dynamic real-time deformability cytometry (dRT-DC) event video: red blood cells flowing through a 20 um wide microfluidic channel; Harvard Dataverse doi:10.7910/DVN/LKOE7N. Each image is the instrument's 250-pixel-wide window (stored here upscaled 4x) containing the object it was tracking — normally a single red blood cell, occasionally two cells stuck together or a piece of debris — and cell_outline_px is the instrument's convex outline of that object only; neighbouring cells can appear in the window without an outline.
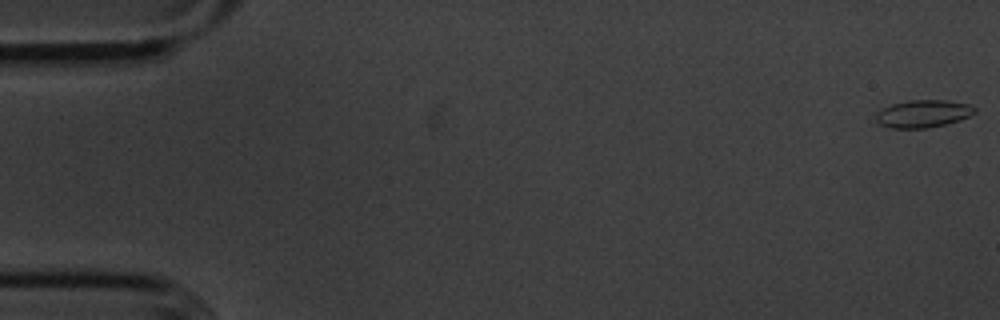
{"species": "common noctule bat (a hibernating species)", "species_latin": "Nyctalus noctula", "temperature_condition": "cold", "stored_images_in_passage": 56, "camera_frame_rate_fps": 3000, "um_per_image_px": 0.085, "animal": {"sex": "male", "body_mass_g": 20.1, "forearm_length_mm": 53.5}, "frame": {"image": 1, "passage_image": 1, "time_ms": 0.0, "image_size_px": [1000, 320], "cell_outline_px": [[976, 112], [960, 120], [928, 128], [888, 128], [880, 124], [876, 120], [876, 112], [892, 104], [908, 100], [944, 100], [968, 104], [976, 108]], "centroid_in_image_um": [78.45, 9.67], "position_along_channel_um": 6.6, "area_um2": 15.78}}
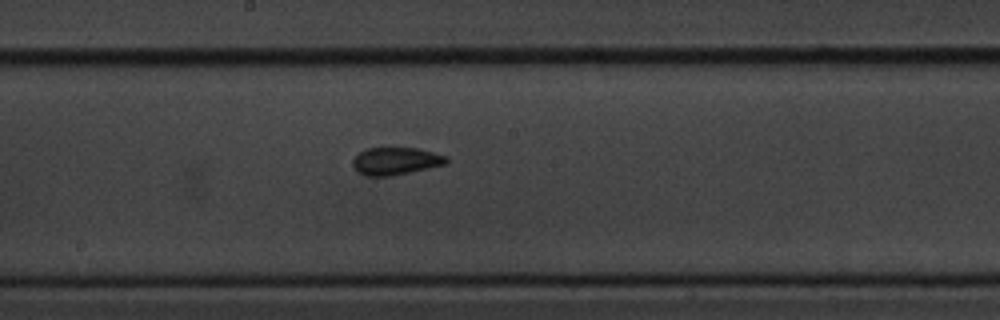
{"frame": {"image": 2, "passage_image": 30, "time_ms": 9.667, "image_size_px": [1000, 320], "cell_outline_px": [[448, 164], [388, 176], [364, 176], [356, 172], [352, 164], [352, 160], [364, 148], [388, 144], [416, 148], [448, 156]], "centroid_in_image_um": [33.59, 13.63], "position_along_channel_um": 214.6, "area_um2": 15.78}}
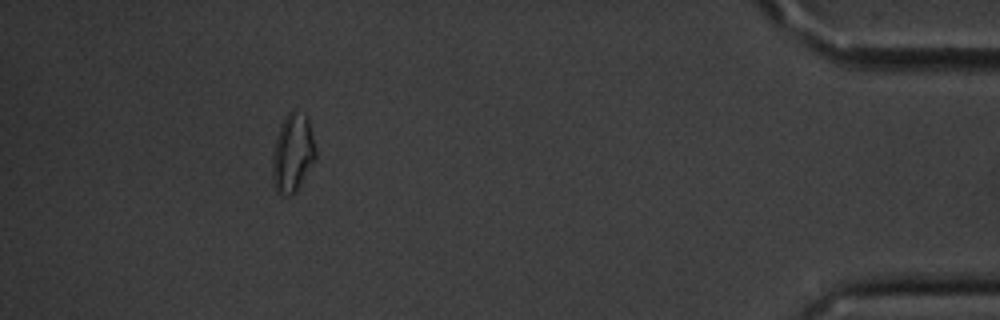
{"frame": {"image": 3, "passage_image": 51, "time_ms": 16.667, "image_size_px": [1000, 320], "cell_outline_px": [[316, 160], [292, 196], [288, 196], [276, 192], [272, 180], [272, 156], [280, 124], [284, 116], [292, 108], [308, 116], [316, 152]], "centroid_in_image_um": [24.87, 12.99], "position_along_channel_um": 410.3, "area_um2": 20.0}, "authors_computed_cell_mechanics": {"area_um2": 15.1436, "velocity_mm_per_s": 3.5972, "shape_relaxation_time_tau1_ms": 6.1467, "shape_relaxation_time_tau2_ms": 2.1525, "deformation_change_tau1": 0.1161, "deformation_change_tau2": 0.0655}}